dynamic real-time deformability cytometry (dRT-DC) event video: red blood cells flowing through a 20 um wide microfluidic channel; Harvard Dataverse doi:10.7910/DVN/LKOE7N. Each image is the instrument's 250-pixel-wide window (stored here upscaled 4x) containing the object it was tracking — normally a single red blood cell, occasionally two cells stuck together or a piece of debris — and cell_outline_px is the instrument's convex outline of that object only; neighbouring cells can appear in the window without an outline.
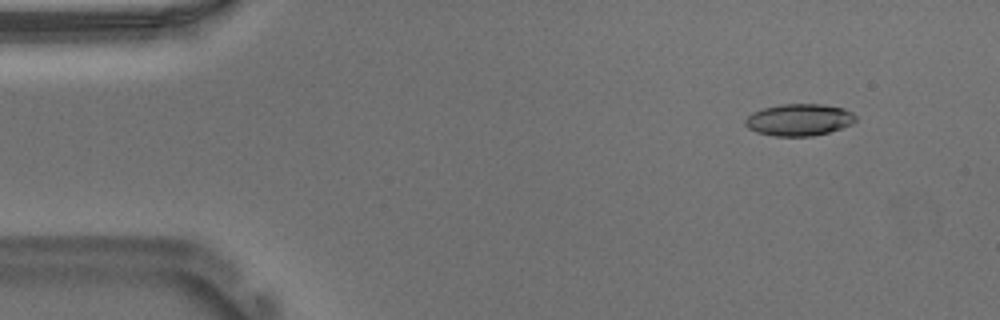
{"species": "Egyptian fruit bat (a non-hibernating species)", "species_latin": "Rousettus aegyptiacus", "temperature_condition": "warm", "stored_images_in_passage": 53, "camera_frame_rate_fps": 3000, "um_per_image_px": 0.085, "animal": {"sex": "male"}, "frame": {"image": 1, "passage_image": 5, "time_ms": 1.333, "image_size_px": [1000, 320], "cell_outline_px": [[856, 120], [852, 124], [828, 132], [812, 136], [776, 136], [756, 132], [748, 128], [744, 124], [744, 120], [752, 112], [764, 108], [780, 104], [820, 104], [844, 108], [852, 112], [856, 116]], "centroid_in_image_um": [67.91, 10.18], "position_along_channel_um": 17.1, "area_um2": 20.52}}
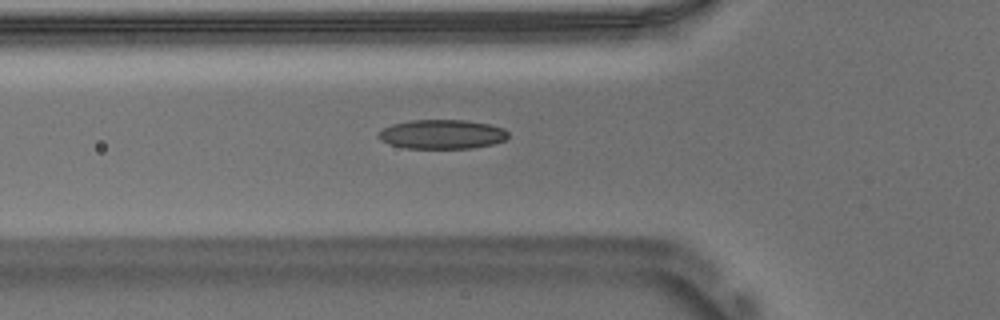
{"frame": {"image": 2, "passage_image": 18, "time_ms": 5.667, "image_size_px": [1000, 320], "cell_outline_px": [[508, 136], [504, 140], [492, 144], [472, 148], [404, 148], [388, 144], [380, 140], [376, 136], [384, 128], [392, 124], [412, 120], [464, 120], [488, 124], [504, 128], [508, 132]], "centroid_in_image_um": [37.55, 11.41], "position_along_channel_um": 88.3, "area_um2": 22.08}}
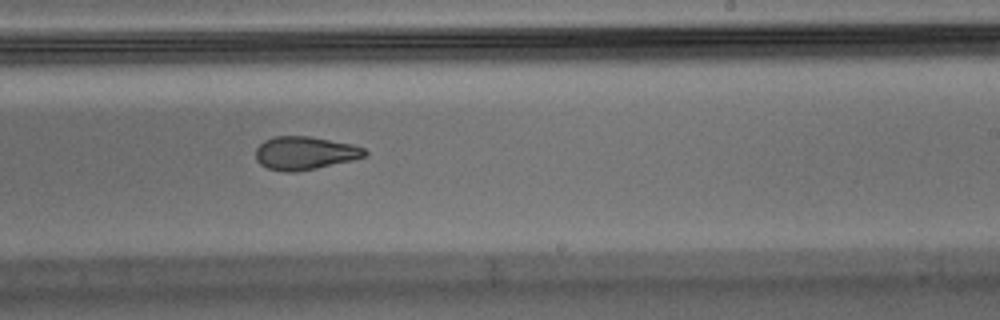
{"frame": {"image": 3, "passage_image": 32, "time_ms": 10.333, "image_size_px": [1000, 320], "cell_outline_px": [[368, 152], [364, 156], [352, 160], [316, 168], [296, 172], [284, 172], [268, 168], [260, 164], [256, 160], [256, 148], [264, 140], [276, 136], [308, 136], [352, 144], [364, 148]], "centroid_in_image_um": [25.89, 13.01], "position_along_channel_um": 263.1, "area_um2": 20.98}, "authors_computed_cell_mechanics": {"area_um2": 21.675, "velocity_mm_per_s": 3.7273, "shape_relaxation_time_tau1_ms": null, "shape_relaxation_time_tau2_ms": 3.5488, "deformation_change_tau1": null, "deformation_change_tau2": 0.1139}}